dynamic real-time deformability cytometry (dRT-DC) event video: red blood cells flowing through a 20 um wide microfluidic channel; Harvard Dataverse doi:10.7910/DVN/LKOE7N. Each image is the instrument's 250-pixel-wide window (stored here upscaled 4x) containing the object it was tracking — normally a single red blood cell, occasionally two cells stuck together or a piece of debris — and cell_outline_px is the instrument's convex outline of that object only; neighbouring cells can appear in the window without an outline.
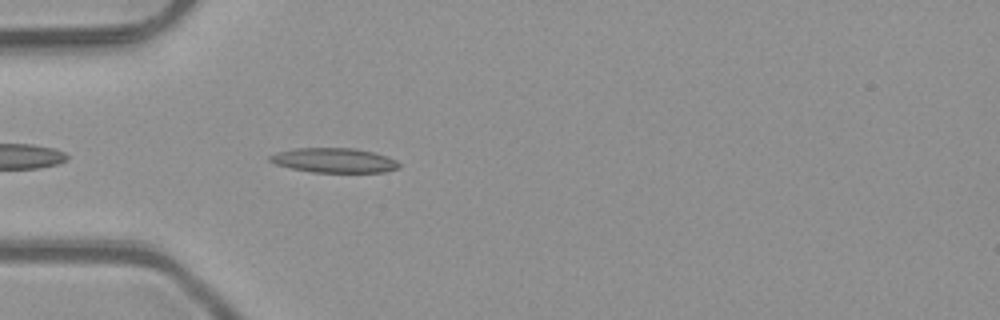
{"species": "common noctule bat (a hibernating species)", "species_latin": "Nyctalus noctula", "temperature_condition": "room temperature", "stored_images_in_passage": 7, "camera_frame_rate_fps": 3000, "um_per_image_px": 0.085, "animal": {"sex": "male", "body_mass_g": 23.1, "forearm_length_mm": 52.7}, "frame": {"image": 1, "passage_image": 1, "time_ms": 0.0, "image_size_px": [1000, 320], "cell_outline_px": [[400, 168], [384, 172], [312, 172], [292, 168], [276, 164], [268, 160], [268, 156], [276, 152], [296, 148], [356, 148], [376, 152], [388, 156], [396, 160], [400, 164]], "centroid_in_image_um": [28.43, 13.62], "position_along_channel_um": 56.6, "area_um2": 18.67}}
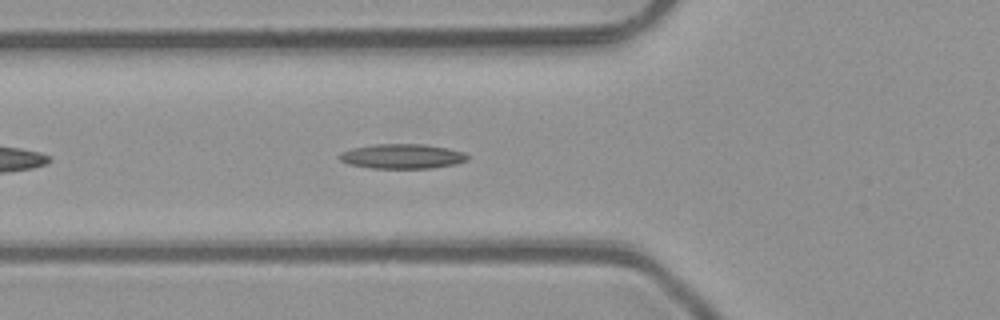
{"frame": {"image": 2, "passage_image": 4, "time_ms": 1.0, "image_size_px": [1000, 320], "cell_outline_px": [[468, 160], [456, 164], [432, 168], [372, 168], [348, 164], [340, 160], [336, 156], [340, 152], [352, 148], [376, 144], [424, 144], [448, 148], [464, 152], [468, 156]], "centroid_in_image_um": [34.17, 13.28], "position_along_channel_um": 91.6, "area_um2": 18.55}}